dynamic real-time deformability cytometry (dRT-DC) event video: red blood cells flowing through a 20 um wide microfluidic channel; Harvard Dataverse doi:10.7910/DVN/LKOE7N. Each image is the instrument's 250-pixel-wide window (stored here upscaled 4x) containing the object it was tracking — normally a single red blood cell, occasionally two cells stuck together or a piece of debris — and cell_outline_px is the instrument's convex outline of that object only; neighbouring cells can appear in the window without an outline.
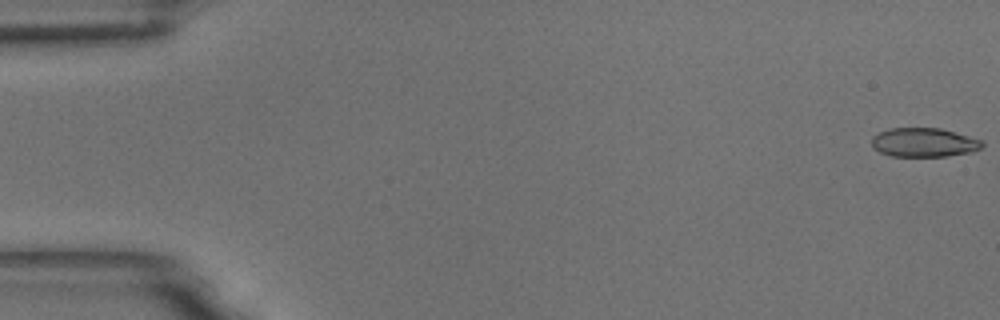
{"species": "common noctule bat (a hibernating species)", "species_latin": "Nyctalus noctula", "temperature_condition": "room temperature", "stored_images_in_passage": 57, "camera_frame_rate_fps": 3000, "um_per_image_px": 0.085, "animal": {"sex": "male", "body_mass_g": 18.8}, "frame": {"image": 1, "passage_image": 1, "time_ms": 0.0, "image_size_px": [1000, 320], "cell_outline_px": [[984, 144], [980, 148], [972, 152], [948, 156], [892, 156], [880, 152], [872, 148], [872, 136], [888, 128], [940, 128], [984, 140]], "centroid_in_image_um": [78.54, 12.1], "position_along_channel_um": 6.5, "area_um2": 18.79}}
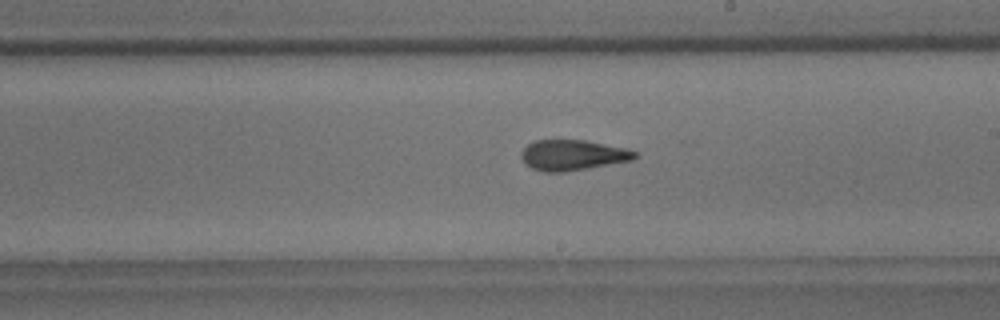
{"frame": {"image": 2, "passage_image": 33, "time_ms": 10.667, "image_size_px": [1000, 320], "cell_outline_px": [[636, 156], [632, 160], [588, 168], [564, 172], [544, 172], [532, 168], [524, 164], [520, 156], [520, 152], [532, 140], [584, 140], [628, 148], [636, 152]], "centroid_in_image_um": [48.64, 13.18], "position_along_channel_um": 240.4, "area_um2": 20.29}}
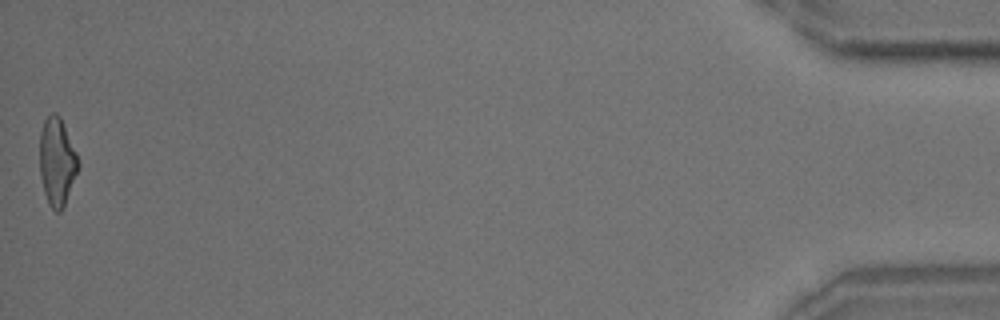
{"frame": {"image": 3, "passage_image": 57, "time_ms": 18.667, "image_size_px": [1000, 320], "cell_outline_px": [[80, 168], [64, 208], [60, 212], [56, 212], [48, 204], [44, 192], [40, 176], [40, 132], [44, 120], [52, 112], [56, 112], [60, 116], [76, 152], [80, 164]], "centroid_in_image_um": [4.86, 13.78], "position_along_channel_um": 430.3, "area_um2": 20.06}, "authors_computed_cell_mechanics": {"area_um2": 20.0566, "velocity_mm_per_s": 3.5802, "shape_relaxation_time_tau1_ms": 6.0989, "shape_relaxation_time_tau2_ms": 2.7951, "deformation_change_tau1": 0.1998, "deformation_change_tau2": 0.1187}}